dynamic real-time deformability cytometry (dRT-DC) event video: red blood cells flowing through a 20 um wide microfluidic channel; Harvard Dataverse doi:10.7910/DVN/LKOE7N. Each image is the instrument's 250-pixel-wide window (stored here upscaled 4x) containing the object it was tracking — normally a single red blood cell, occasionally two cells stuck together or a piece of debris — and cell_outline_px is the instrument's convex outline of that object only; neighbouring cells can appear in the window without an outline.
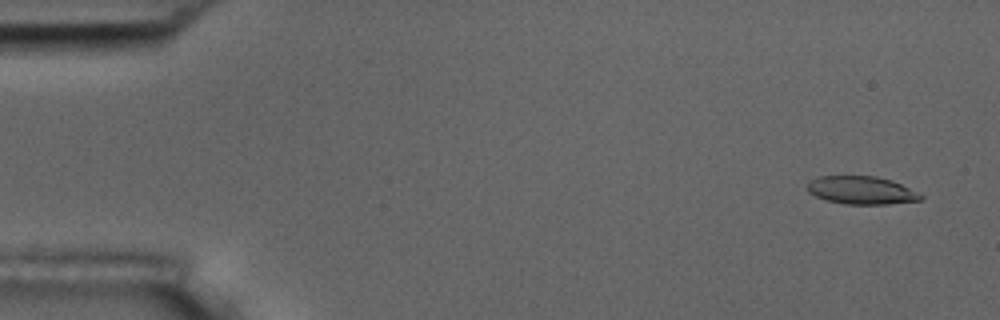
{"species": "common noctule bat (a hibernating species)", "species_latin": "Nyctalus noctula", "temperature_condition": "room temperature", "stored_images_in_passage": 54, "camera_frame_rate_fps": 3000, "um_per_image_px": 0.085, "animal": {"sex": "male", "body_mass_g": 17.5, "forearm_length_mm": 52.3}, "frame": {"image": 1, "passage_image": 3, "time_ms": 0.667, "image_size_px": [1000, 320], "cell_outline_px": [[924, 196], [920, 200], [888, 204], [844, 204], [828, 200], [816, 196], [808, 192], [808, 184], [812, 180], [820, 176], [876, 176], [892, 180], [920, 192]], "centroid_in_image_um": [73.28, 16.17], "position_along_channel_um": 11.7, "area_um2": 18.44}}
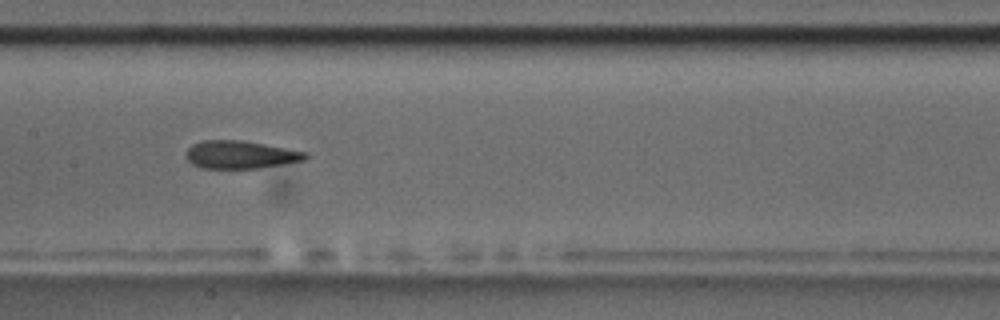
{"frame": {"image": 2, "passage_image": 27, "time_ms": 8.667, "image_size_px": [1000, 320], "cell_outline_px": [[308, 156], [304, 160], [284, 164], [256, 168], [200, 168], [192, 164], [184, 156], [184, 152], [192, 144], [204, 140], [240, 140], [264, 144], [308, 152]], "centroid_in_image_um": [20.4, 13.14], "position_along_channel_um": 187.0, "area_um2": 19.42}}
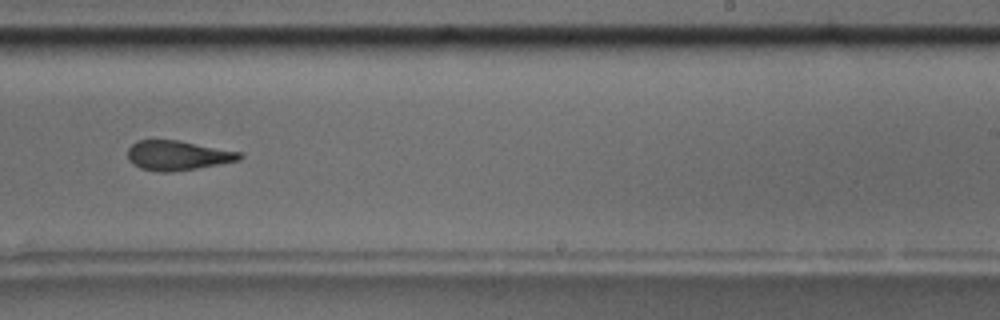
{"frame": {"image": 3, "passage_image": 34, "time_ms": 11.0, "image_size_px": [1000, 320], "cell_outline_px": [[244, 156], [240, 160], [220, 164], [172, 172], [156, 172], [140, 168], [128, 160], [128, 148], [136, 140], [180, 140], [240, 152]], "centroid_in_image_um": [15.09, 13.21], "position_along_channel_um": 273.9, "area_um2": 19.42}, "authors_computed_cell_mechanics": {"area_um2": 19.8254, "velocity_mm_per_s": 3.7379, "shape_relaxation_time_tau1_ms": 6.0071, "shape_relaxation_time_tau2_ms": 2.4773, "deformation_change_tau1": 0.183, "deformation_change_tau2": 0.117}}